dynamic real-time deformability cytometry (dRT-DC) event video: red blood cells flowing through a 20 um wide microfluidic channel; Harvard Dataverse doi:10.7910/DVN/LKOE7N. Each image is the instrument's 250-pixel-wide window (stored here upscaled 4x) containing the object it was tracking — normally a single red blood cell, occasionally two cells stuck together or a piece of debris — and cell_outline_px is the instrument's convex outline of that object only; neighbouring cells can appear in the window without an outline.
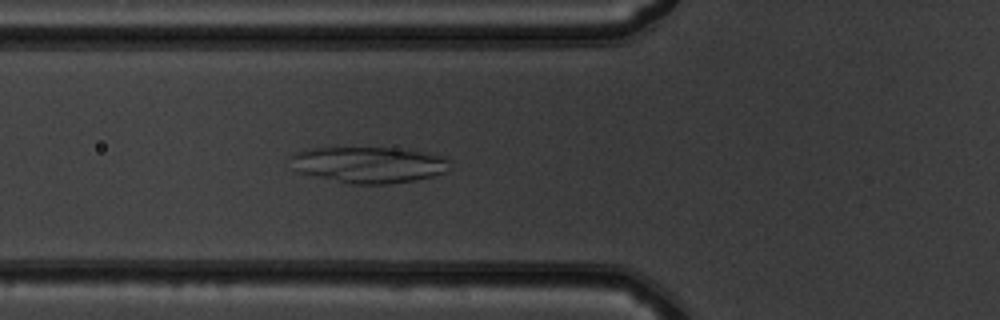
{"species": "common noctule bat (a hibernating species)", "species_latin": "Nyctalus noctula", "temperature_condition": "warm", "stored_images_in_passage": 50, "camera_frame_rate_fps": 3000, "um_per_image_px": 0.085, "animal": {"sex": "male", "body_mass_g": 19.5, "forearm_length_mm": 54.6}, "frame": {"image": 1, "passage_image": 18, "time_ms": 5.667, "image_size_px": [1000, 320], "cell_outline_px": [[452, 160], [444, 172], [432, 176], [416, 180], [388, 184], [348, 184], [296, 172], [292, 156], [296, 152], [308, 148], [396, 148], [448, 156]], "centroid_in_image_um": [31.38, 14.01], "position_along_channel_um": 94.4, "area_um2": 33.64}}
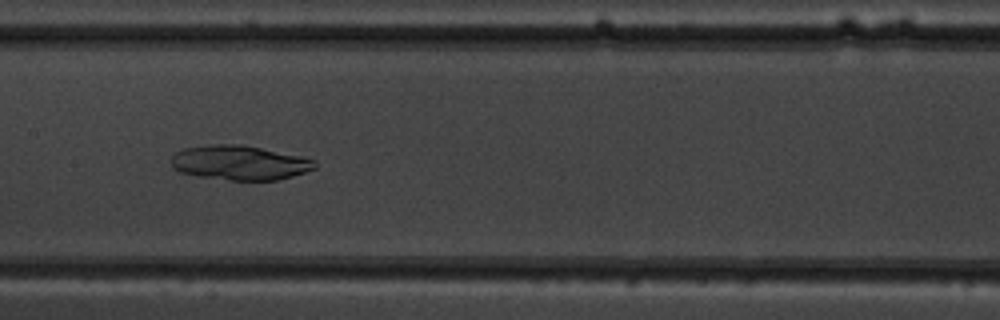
{"frame": {"image": 2, "passage_image": 25, "time_ms": 8.0, "image_size_px": [1000, 320], "cell_outline_px": [[316, 168], [280, 180], [228, 180], [200, 176], [180, 172], [172, 168], [172, 156], [176, 152], [184, 148], [216, 144], [240, 144], [304, 156], [316, 160]], "centroid_in_image_um": [20.4, 13.83], "position_along_channel_um": 187.0, "area_um2": 28.96}}
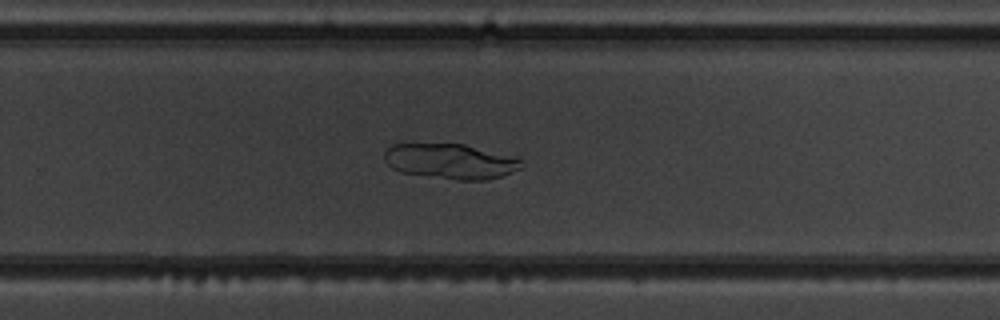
{"frame": {"image": 3, "passage_image": 33, "time_ms": 10.667, "image_size_px": [1000, 320], "cell_outline_px": [[524, 164], [520, 168], [512, 172], [488, 180], [456, 180], [400, 172], [392, 168], [384, 160], [384, 152], [392, 144], [464, 144], [520, 156]], "centroid_in_image_um": [38.36, 13.7], "position_along_channel_um": 291.4, "area_um2": 28.5}}